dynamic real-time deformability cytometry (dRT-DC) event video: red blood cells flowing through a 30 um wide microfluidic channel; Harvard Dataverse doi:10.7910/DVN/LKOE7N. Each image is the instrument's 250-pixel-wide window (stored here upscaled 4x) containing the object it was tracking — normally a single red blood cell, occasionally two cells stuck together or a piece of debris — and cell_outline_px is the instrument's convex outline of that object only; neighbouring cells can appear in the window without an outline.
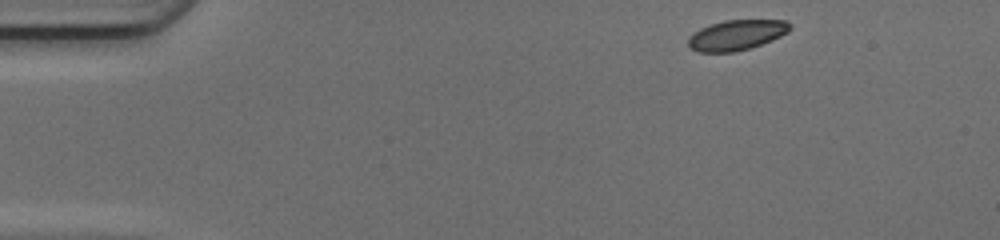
{"species": "common noctule bat (a hibernating species)", "species_latin": "Nyctalus noctula", "temperature_condition": "cold", "stored_images_in_passage": 44, "camera_frame_rate_fps": 3000, "um_per_image_px": 0.085, "animal": {"sex": "female", "body_mass_g": 17.0, "forearm_length_mm": 48.0}, "frame": {"image": 1, "passage_image": 1, "time_ms": 0.0, "image_size_px": [1000, 240], "cell_outline_px": [[792, 28], [788, 32], [772, 40], [748, 48], [732, 52], [696, 52], [688, 44], [688, 36], [700, 28], [724, 20], [784, 20], [792, 24]], "centroid_in_image_um": [62.61, 2.97], "position_along_channel_um": 22.4, "area_um2": 17.86}}
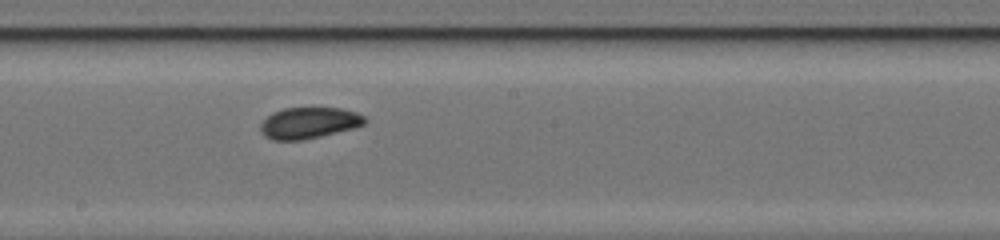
{"frame": {"image": 2, "passage_image": 22, "time_ms": 7.0, "image_size_px": [1000, 240], "cell_outline_px": [[368, 120], [364, 124], [356, 128], [304, 140], [272, 140], [264, 136], [260, 132], [260, 124], [272, 112], [284, 108], [340, 108], [356, 112], [364, 116]], "centroid_in_image_um": [26.26, 10.45], "position_along_channel_um": 221.9, "area_um2": 19.19}}
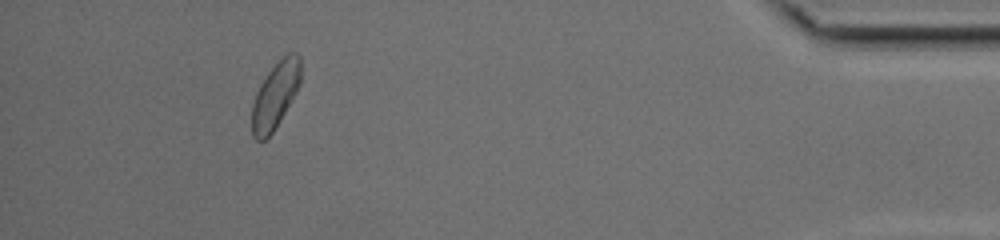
{"frame": {"image": 3, "passage_image": 40, "time_ms": 13.0, "image_size_px": [1000, 240], "cell_outline_px": [[300, 84], [296, 92], [272, 132], [264, 140], [256, 140], [252, 136], [252, 104], [256, 92], [260, 84], [268, 72], [288, 52], [296, 52], [300, 56]], "centroid_in_image_um": [23.39, 8.09], "position_along_channel_um": 411.8, "area_um2": 18.5}, "authors_computed_cell_mechanics": {"area_um2": 18.7272, "velocity_mm_per_s": 4.17, "shape_relaxation_time_tau1_ms": 9.515, "shape_relaxation_time_tau2_ms": null, "deformation_change_tau1": 0.1548, "deformation_change_tau2": null}}